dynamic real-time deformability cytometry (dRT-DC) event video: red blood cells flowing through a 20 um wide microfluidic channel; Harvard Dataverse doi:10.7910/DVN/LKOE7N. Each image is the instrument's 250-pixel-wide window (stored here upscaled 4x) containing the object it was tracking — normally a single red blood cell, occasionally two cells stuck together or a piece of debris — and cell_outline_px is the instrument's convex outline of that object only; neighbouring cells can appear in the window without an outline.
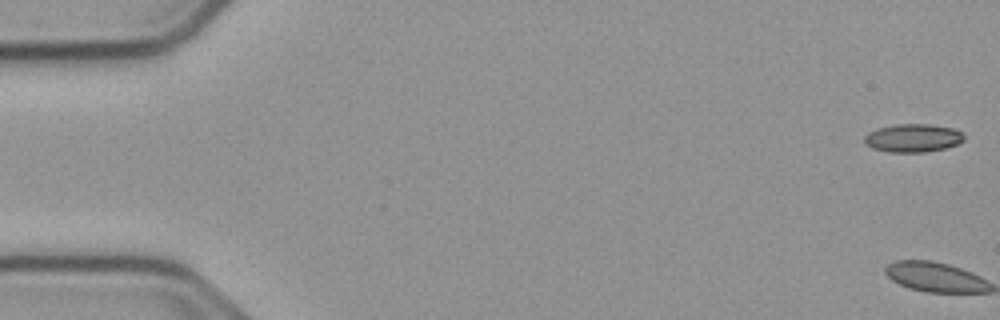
{"species": "common noctule bat (a hibernating species)", "species_latin": "Nyctalus noctula", "temperature_condition": "cold", "stored_images_in_passage": 2, "camera_frame_rate_fps": 3000, "um_per_image_px": 0.085, "animal": {"sex": "male", "body_mass_g": 23.1, "forearm_length_mm": 52.7}, "frame": {"image": 1, "passage_image": 1, "time_ms": 0.0, "image_size_px": [1000, 320], "cell_outline_px": [[964, 140], [956, 144], [944, 148], [924, 152], [888, 152], [872, 148], [864, 144], [864, 136], [868, 132], [876, 128], [896, 124], [928, 124], [952, 128], [960, 132], [964, 136]], "centroid_in_image_um": [77.54, 11.73], "position_along_channel_um": 7.5, "area_um2": 16.36}}